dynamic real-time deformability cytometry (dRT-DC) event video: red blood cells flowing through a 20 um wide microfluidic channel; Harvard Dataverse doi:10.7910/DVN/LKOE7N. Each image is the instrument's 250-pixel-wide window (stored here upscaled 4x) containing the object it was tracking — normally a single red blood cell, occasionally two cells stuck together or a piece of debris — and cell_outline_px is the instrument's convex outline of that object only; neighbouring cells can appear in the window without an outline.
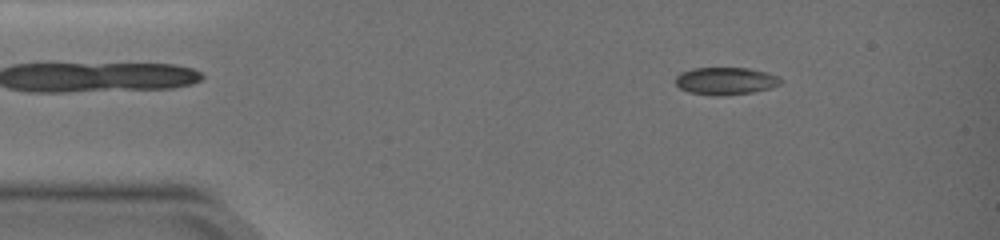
{"species": "common noctule bat (a hibernating species)", "species_latin": "Nyctalus noctula", "temperature_condition": "warm", "stored_images_in_passage": 36, "camera_frame_rate_fps": 3000, "um_per_image_px": 0.085, "animal": {"sex": "female", "body_mass_g": 19.0, "forearm_length_mm": 51.5}, "frame": {"image": 1, "passage_image": 6, "time_ms": 2.0, "image_size_px": [1000, 240], "cell_outline_px": [[784, 80], [780, 84], [768, 88], [752, 92], [716, 96], [712, 96], [688, 92], [680, 88], [676, 84], [676, 76], [680, 72], [696, 68], [748, 68], [764, 72], [776, 76]], "centroid_in_image_um": [61.64, 6.88], "position_along_channel_um": 23.4, "area_um2": 16.65}}
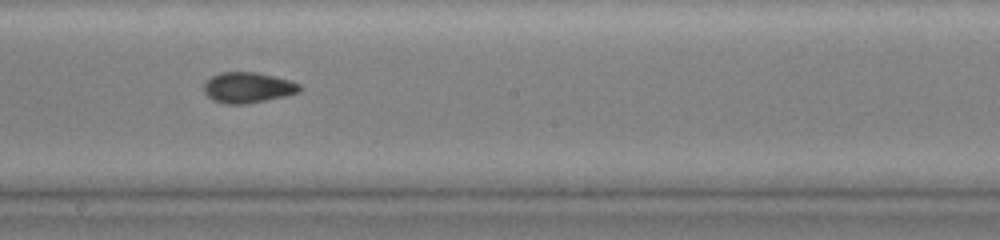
{"frame": {"image": 2, "passage_image": 21, "time_ms": 9.333, "image_size_px": [1000, 240], "cell_outline_px": [[300, 92], [284, 96], [244, 104], [228, 104], [212, 100], [204, 92], [204, 84], [212, 76], [220, 72], [256, 72], [288, 80], [300, 84]], "centroid_in_image_um": [21.04, 7.44], "position_along_channel_um": 227.2, "area_um2": 16.82}}
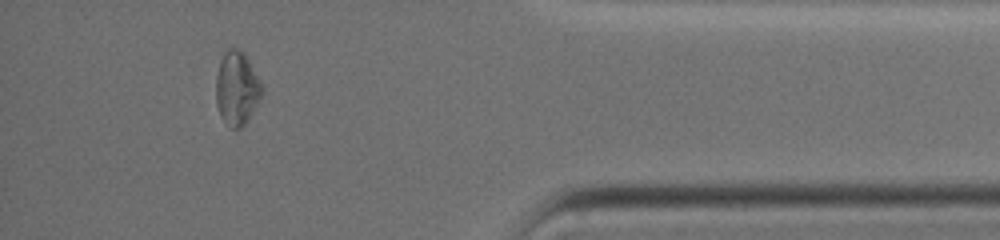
{"frame": {"image": 3, "passage_image": 32, "time_ms": 15.0, "image_size_px": [1000, 240], "cell_outline_px": [[264, 92], [260, 100], [248, 120], [240, 128], [232, 128], [220, 116], [216, 104], [216, 76], [220, 60], [224, 52], [228, 48], [236, 48], [244, 52], [264, 88]], "centroid_in_image_um": [20.14, 7.5], "position_along_channel_um": 415.1, "area_um2": 19.83}, "authors_computed_cell_mechanics": {"area_um2": 17.2822, "velocity_mm_per_s": 3.7633, "shape_relaxation_time_tau1_ms": null, "shape_relaxation_time_tau2_ms": 1.2067, "deformation_change_tau1": null, "deformation_change_tau2": 0.0459}}